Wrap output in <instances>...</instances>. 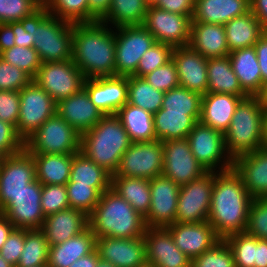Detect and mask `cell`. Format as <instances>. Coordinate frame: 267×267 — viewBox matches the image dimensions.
<instances>
[{"instance_id": "obj_1", "label": "cell", "mask_w": 267, "mask_h": 267, "mask_svg": "<svg viewBox=\"0 0 267 267\" xmlns=\"http://www.w3.org/2000/svg\"><path fill=\"white\" fill-rule=\"evenodd\" d=\"M252 200L241 176L233 168L216 172L207 221L221 239L245 232Z\"/></svg>"}, {"instance_id": "obj_2", "label": "cell", "mask_w": 267, "mask_h": 267, "mask_svg": "<svg viewBox=\"0 0 267 267\" xmlns=\"http://www.w3.org/2000/svg\"><path fill=\"white\" fill-rule=\"evenodd\" d=\"M72 61L85 79L115 76V31L100 21L74 23Z\"/></svg>"}, {"instance_id": "obj_3", "label": "cell", "mask_w": 267, "mask_h": 267, "mask_svg": "<svg viewBox=\"0 0 267 267\" xmlns=\"http://www.w3.org/2000/svg\"><path fill=\"white\" fill-rule=\"evenodd\" d=\"M88 222L96 238H136L147 228L144 217L112 188L101 194Z\"/></svg>"}, {"instance_id": "obj_4", "label": "cell", "mask_w": 267, "mask_h": 267, "mask_svg": "<svg viewBox=\"0 0 267 267\" xmlns=\"http://www.w3.org/2000/svg\"><path fill=\"white\" fill-rule=\"evenodd\" d=\"M19 22L25 31L31 33L33 48L38 52L42 63L72 59L74 23L51 15L45 5Z\"/></svg>"}, {"instance_id": "obj_5", "label": "cell", "mask_w": 267, "mask_h": 267, "mask_svg": "<svg viewBox=\"0 0 267 267\" xmlns=\"http://www.w3.org/2000/svg\"><path fill=\"white\" fill-rule=\"evenodd\" d=\"M131 143L120 119L116 115H104L92 129L81 134L80 152L115 175Z\"/></svg>"}, {"instance_id": "obj_6", "label": "cell", "mask_w": 267, "mask_h": 267, "mask_svg": "<svg viewBox=\"0 0 267 267\" xmlns=\"http://www.w3.org/2000/svg\"><path fill=\"white\" fill-rule=\"evenodd\" d=\"M263 111L264 105L258 96H248L239 102L224 133L226 152L232 160L265 146Z\"/></svg>"}, {"instance_id": "obj_7", "label": "cell", "mask_w": 267, "mask_h": 267, "mask_svg": "<svg viewBox=\"0 0 267 267\" xmlns=\"http://www.w3.org/2000/svg\"><path fill=\"white\" fill-rule=\"evenodd\" d=\"M80 142V133L55 113L24 141V149L30 154H76Z\"/></svg>"}, {"instance_id": "obj_8", "label": "cell", "mask_w": 267, "mask_h": 267, "mask_svg": "<svg viewBox=\"0 0 267 267\" xmlns=\"http://www.w3.org/2000/svg\"><path fill=\"white\" fill-rule=\"evenodd\" d=\"M186 139L192 154L206 171L222 172L233 168V160L226 152L222 132L199 121Z\"/></svg>"}, {"instance_id": "obj_9", "label": "cell", "mask_w": 267, "mask_h": 267, "mask_svg": "<svg viewBox=\"0 0 267 267\" xmlns=\"http://www.w3.org/2000/svg\"><path fill=\"white\" fill-rule=\"evenodd\" d=\"M115 30V76H133L140 58L156 42L142 26H122Z\"/></svg>"}, {"instance_id": "obj_10", "label": "cell", "mask_w": 267, "mask_h": 267, "mask_svg": "<svg viewBox=\"0 0 267 267\" xmlns=\"http://www.w3.org/2000/svg\"><path fill=\"white\" fill-rule=\"evenodd\" d=\"M216 172L207 171L199 178L181 185L177 200V223L207 221Z\"/></svg>"}, {"instance_id": "obj_11", "label": "cell", "mask_w": 267, "mask_h": 267, "mask_svg": "<svg viewBox=\"0 0 267 267\" xmlns=\"http://www.w3.org/2000/svg\"><path fill=\"white\" fill-rule=\"evenodd\" d=\"M56 113V102L33 80L20 90L17 133L25 141Z\"/></svg>"}, {"instance_id": "obj_12", "label": "cell", "mask_w": 267, "mask_h": 267, "mask_svg": "<svg viewBox=\"0 0 267 267\" xmlns=\"http://www.w3.org/2000/svg\"><path fill=\"white\" fill-rule=\"evenodd\" d=\"M84 76L72 59L61 62H44L33 79L57 103L78 93L84 84Z\"/></svg>"}, {"instance_id": "obj_13", "label": "cell", "mask_w": 267, "mask_h": 267, "mask_svg": "<svg viewBox=\"0 0 267 267\" xmlns=\"http://www.w3.org/2000/svg\"><path fill=\"white\" fill-rule=\"evenodd\" d=\"M163 147L160 140L131 143L112 176L153 179L163 170Z\"/></svg>"}, {"instance_id": "obj_14", "label": "cell", "mask_w": 267, "mask_h": 267, "mask_svg": "<svg viewBox=\"0 0 267 267\" xmlns=\"http://www.w3.org/2000/svg\"><path fill=\"white\" fill-rule=\"evenodd\" d=\"M192 18L148 6L143 26L154 36L155 41L172 48L189 45Z\"/></svg>"}, {"instance_id": "obj_15", "label": "cell", "mask_w": 267, "mask_h": 267, "mask_svg": "<svg viewBox=\"0 0 267 267\" xmlns=\"http://www.w3.org/2000/svg\"><path fill=\"white\" fill-rule=\"evenodd\" d=\"M36 180L33 156L25 149L5 156L0 165V211L26 186Z\"/></svg>"}, {"instance_id": "obj_16", "label": "cell", "mask_w": 267, "mask_h": 267, "mask_svg": "<svg viewBox=\"0 0 267 267\" xmlns=\"http://www.w3.org/2000/svg\"><path fill=\"white\" fill-rule=\"evenodd\" d=\"M164 177L178 185H184L202 176L207 171L196 160L187 139L162 142Z\"/></svg>"}, {"instance_id": "obj_17", "label": "cell", "mask_w": 267, "mask_h": 267, "mask_svg": "<svg viewBox=\"0 0 267 267\" xmlns=\"http://www.w3.org/2000/svg\"><path fill=\"white\" fill-rule=\"evenodd\" d=\"M42 184L36 179L0 211L15 228L41 229L45 215L41 208Z\"/></svg>"}, {"instance_id": "obj_18", "label": "cell", "mask_w": 267, "mask_h": 267, "mask_svg": "<svg viewBox=\"0 0 267 267\" xmlns=\"http://www.w3.org/2000/svg\"><path fill=\"white\" fill-rule=\"evenodd\" d=\"M180 187L163 175L150 179V209L144 217L147 227H168L175 223Z\"/></svg>"}, {"instance_id": "obj_19", "label": "cell", "mask_w": 267, "mask_h": 267, "mask_svg": "<svg viewBox=\"0 0 267 267\" xmlns=\"http://www.w3.org/2000/svg\"><path fill=\"white\" fill-rule=\"evenodd\" d=\"M83 88L103 115H115L128 102V76L85 79Z\"/></svg>"}, {"instance_id": "obj_20", "label": "cell", "mask_w": 267, "mask_h": 267, "mask_svg": "<svg viewBox=\"0 0 267 267\" xmlns=\"http://www.w3.org/2000/svg\"><path fill=\"white\" fill-rule=\"evenodd\" d=\"M143 237L146 262L156 267H190L191 259L175 245L166 227H147Z\"/></svg>"}, {"instance_id": "obj_21", "label": "cell", "mask_w": 267, "mask_h": 267, "mask_svg": "<svg viewBox=\"0 0 267 267\" xmlns=\"http://www.w3.org/2000/svg\"><path fill=\"white\" fill-rule=\"evenodd\" d=\"M99 258L114 267H138L146 262L144 237L136 238H96Z\"/></svg>"}, {"instance_id": "obj_22", "label": "cell", "mask_w": 267, "mask_h": 267, "mask_svg": "<svg viewBox=\"0 0 267 267\" xmlns=\"http://www.w3.org/2000/svg\"><path fill=\"white\" fill-rule=\"evenodd\" d=\"M175 245L190 259L212 248L221 238L208 221L198 223H173L166 227Z\"/></svg>"}, {"instance_id": "obj_23", "label": "cell", "mask_w": 267, "mask_h": 267, "mask_svg": "<svg viewBox=\"0 0 267 267\" xmlns=\"http://www.w3.org/2000/svg\"><path fill=\"white\" fill-rule=\"evenodd\" d=\"M172 60L177 67L179 86L205 95L208 88V59L187 45L173 48Z\"/></svg>"}, {"instance_id": "obj_24", "label": "cell", "mask_w": 267, "mask_h": 267, "mask_svg": "<svg viewBox=\"0 0 267 267\" xmlns=\"http://www.w3.org/2000/svg\"><path fill=\"white\" fill-rule=\"evenodd\" d=\"M56 113L80 135L92 129L104 116L91 102L84 88L68 98L59 100L56 103Z\"/></svg>"}, {"instance_id": "obj_25", "label": "cell", "mask_w": 267, "mask_h": 267, "mask_svg": "<svg viewBox=\"0 0 267 267\" xmlns=\"http://www.w3.org/2000/svg\"><path fill=\"white\" fill-rule=\"evenodd\" d=\"M233 169L241 176L253 198L267 197V146L237 156L233 160Z\"/></svg>"}, {"instance_id": "obj_26", "label": "cell", "mask_w": 267, "mask_h": 267, "mask_svg": "<svg viewBox=\"0 0 267 267\" xmlns=\"http://www.w3.org/2000/svg\"><path fill=\"white\" fill-rule=\"evenodd\" d=\"M89 226L88 216L81 210L68 208L48 215L41 230L49 246L57 245L80 234Z\"/></svg>"}, {"instance_id": "obj_27", "label": "cell", "mask_w": 267, "mask_h": 267, "mask_svg": "<svg viewBox=\"0 0 267 267\" xmlns=\"http://www.w3.org/2000/svg\"><path fill=\"white\" fill-rule=\"evenodd\" d=\"M243 98L226 93H206L201 99L200 122L224 134Z\"/></svg>"}, {"instance_id": "obj_28", "label": "cell", "mask_w": 267, "mask_h": 267, "mask_svg": "<svg viewBox=\"0 0 267 267\" xmlns=\"http://www.w3.org/2000/svg\"><path fill=\"white\" fill-rule=\"evenodd\" d=\"M189 46L207 59L224 57L230 53L222 24L192 22Z\"/></svg>"}, {"instance_id": "obj_29", "label": "cell", "mask_w": 267, "mask_h": 267, "mask_svg": "<svg viewBox=\"0 0 267 267\" xmlns=\"http://www.w3.org/2000/svg\"><path fill=\"white\" fill-rule=\"evenodd\" d=\"M96 249V237L88 226L84 231L63 243L49 246L48 267H69L79 258Z\"/></svg>"}, {"instance_id": "obj_30", "label": "cell", "mask_w": 267, "mask_h": 267, "mask_svg": "<svg viewBox=\"0 0 267 267\" xmlns=\"http://www.w3.org/2000/svg\"><path fill=\"white\" fill-rule=\"evenodd\" d=\"M228 56L242 89L249 96H258L264 84L254 46L234 50Z\"/></svg>"}, {"instance_id": "obj_31", "label": "cell", "mask_w": 267, "mask_h": 267, "mask_svg": "<svg viewBox=\"0 0 267 267\" xmlns=\"http://www.w3.org/2000/svg\"><path fill=\"white\" fill-rule=\"evenodd\" d=\"M250 0H195L192 22L222 24L250 11Z\"/></svg>"}, {"instance_id": "obj_32", "label": "cell", "mask_w": 267, "mask_h": 267, "mask_svg": "<svg viewBox=\"0 0 267 267\" xmlns=\"http://www.w3.org/2000/svg\"><path fill=\"white\" fill-rule=\"evenodd\" d=\"M207 76V93H226L240 97L249 96L240 86L228 55L224 57L208 58Z\"/></svg>"}, {"instance_id": "obj_33", "label": "cell", "mask_w": 267, "mask_h": 267, "mask_svg": "<svg viewBox=\"0 0 267 267\" xmlns=\"http://www.w3.org/2000/svg\"><path fill=\"white\" fill-rule=\"evenodd\" d=\"M36 179L42 185H66L70 178L73 154H31Z\"/></svg>"}, {"instance_id": "obj_34", "label": "cell", "mask_w": 267, "mask_h": 267, "mask_svg": "<svg viewBox=\"0 0 267 267\" xmlns=\"http://www.w3.org/2000/svg\"><path fill=\"white\" fill-rule=\"evenodd\" d=\"M115 115L120 119L132 143L157 140L153 114L149 111L126 103Z\"/></svg>"}, {"instance_id": "obj_35", "label": "cell", "mask_w": 267, "mask_h": 267, "mask_svg": "<svg viewBox=\"0 0 267 267\" xmlns=\"http://www.w3.org/2000/svg\"><path fill=\"white\" fill-rule=\"evenodd\" d=\"M229 52L254 46L265 33L258 19L249 11L227 22L225 25Z\"/></svg>"}, {"instance_id": "obj_36", "label": "cell", "mask_w": 267, "mask_h": 267, "mask_svg": "<svg viewBox=\"0 0 267 267\" xmlns=\"http://www.w3.org/2000/svg\"><path fill=\"white\" fill-rule=\"evenodd\" d=\"M111 188L145 217L150 209V180L137 177L112 176Z\"/></svg>"}, {"instance_id": "obj_37", "label": "cell", "mask_w": 267, "mask_h": 267, "mask_svg": "<svg viewBox=\"0 0 267 267\" xmlns=\"http://www.w3.org/2000/svg\"><path fill=\"white\" fill-rule=\"evenodd\" d=\"M69 181L91 185L102 194L111 188L112 175L79 151L73 154Z\"/></svg>"}, {"instance_id": "obj_38", "label": "cell", "mask_w": 267, "mask_h": 267, "mask_svg": "<svg viewBox=\"0 0 267 267\" xmlns=\"http://www.w3.org/2000/svg\"><path fill=\"white\" fill-rule=\"evenodd\" d=\"M155 136L157 140L186 139L197 123L187 113L167 112L160 108L153 114Z\"/></svg>"}, {"instance_id": "obj_39", "label": "cell", "mask_w": 267, "mask_h": 267, "mask_svg": "<svg viewBox=\"0 0 267 267\" xmlns=\"http://www.w3.org/2000/svg\"><path fill=\"white\" fill-rule=\"evenodd\" d=\"M148 6L145 0H111L110 9L100 22L112 28L142 26Z\"/></svg>"}, {"instance_id": "obj_40", "label": "cell", "mask_w": 267, "mask_h": 267, "mask_svg": "<svg viewBox=\"0 0 267 267\" xmlns=\"http://www.w3.org/2000/svg\"><path fill=\"white\" fill-rule=\"evenodd\" d=\"M128 104L156 113L162 108L165 92L155 89L144 77L128 76Z\"/></svg>"}, {"instance_id": "obj_41", "label": "cell", "mask_w": 267, "mask_h": 267, "mask_svg": "<svg viewBox=\"0 0 267 267\" xmlns=\"http://www.w3.org/2000/svg\"><path fill=\"white\" fill-rule=\"evenodd\" d=\"M201 99L202 96L196 92L178 86L164 94L162 109L167 112L187 113L196 122L201 117Z\"/></svg>"}, {"instance_id": "obj_42", "label": "cell", "mask_w": 267, "mask_h": 267, "mask_svg": "<svg viewBox=\"0 0 267 267\" xmlns=\"http://www.w3.org/2000/svg\"><path fill=\"white\" fill-rule=\"evenodd\" d=\"M49 245L41 229H26L24 248L17 267L47 266Z\"/></svg>"}, {"instance_id": "obj_43", "label": "cell", "mask_w": 267, "mask_h": 267, "mask_svg": "<svg viewBox=\"0 0 267 267\" xmlns=\"http://www.w3.org/2000/svg\"><path fill=\"white\" fill-rule=\"evenodd\" d=\"M45 6L51 15L72 23H89L88 0H49Z\"/></svg>"}, {"instance_id": "obj_44", "label": "cell", "mask_w": 267, "mask_h": 267, "mask_svg": "<svg viewBox=\"0 0 267 267\" xmlns=\"http://www.w3.org/2000/svg\"><path fill=\"white\" fill-rule=\"evenodd\" d=\"M0 58L26 72L32 79L35 78L42 62L38 52L33 47L13 46L2 51Z\"/></svg>"}, {"instance_id": "obj_45", "label": "cell", "mask_w": 267, "mask_h": 267, "mask_svg": "<svg viewBox=\"0 0 267 267\" xmlns=\"http://www.w3.org/2000/svg\"><path fill=\"white\" fill-rule=\"evenodd\" d=\"M69 207L89 216L100 200L101 193L91 185L68 181L66 184Z\"/></svg>"}, {"instance_id": "obj_46", "label": "cell", "mask_w": 267, "mask_h": 267, "mask_svg": "<svg viewBox=\"0 0 267 267\" xmlns=\"http://www.w3.org/2000/svg\"><path fill=\"white\" fill-rule=\"evenodd\" d=\"M232 250L235 267H254L255 237L247 232L234 233L224 238Z\"/></svg>"}, {"instance_id": "obj_47", "label": "cell", "mask_w": 267, "mask_h": 267, "mask_svg": "<svg viewBox=\"0 0 267 267\" xmlns=\"http://www.w3.org/2000/svg\"><path fill=\"white\" fill-rule=\"evenodd\" d=\"M190 267H235L232 250L224 239L212 248L191 259Z\"/></svg>"}, {"instance_id": "obj_48", "label": "cell", "mask_w": 267, "mask_h": 267, "mask_svg": "<svg viewBox=\"0 0 267 267\" xmlns=\"http://www.w3.org/2000/svg\"><path fill=\"white\" fill-rule=\"evenodd\" d=\"M172 50L173 48L169 45L155 42L140 58L133 76L144 77L156 68L165 65L172 59Z\"/></svg>"}, {"instance_id": "obj_49", "label": "cell", "mask_w": 267, "mask_h": 267, "mask_svg": "<svg viewBox=\"0 0 267 267\" xmlns=\"http://www.w3.org/2000/svg\"><path fill=\"white\" fill-rule=\"evenodd\" d=\"M42 5L39 0H0V23L20 21L32 15Z\"/></svg>"}, {"instance_id": "obj_50", "label": "cell", "mask_w": 267, "mask_h": 267, "mask_svg": "<svg viewBox=\"0 0 267 267\" xmlns=\"http://www.w3.org/2000/svg\"><path fill=\"white\" fill-rule=\"evenodd\" d=\"M249 235L267 240V197L251 201L246 230Z\"/></svg>"}, {"instance_id": "obj_51", "label": "cell", "mask_w": 267, "mask_h": 267, "mask_svg": "<svg viewBox=\"0 0 267 267\" xmlns=\"http://www.w3.org/2000/svg\"><path fill=\"white\" fill-rule=\"evenodd\" d=\"M41 208L45 217L70 208L66 185H42Z\"/></svg>"}, {"instance_id": "obj_52", "label": "cell", "mask_w": 267, "mask_h": 267, "mask_svg": "<svg viewBox=\"0 0 267 267\" xmlns=\"http://www.w3.org/2000/svg\"><path fill=\"white\" fill-rule=\"evenodd\" d=\"M146 81L155 89L167 92L179 86L177 67L171 59L165 65L156 68L144 76Z\"/></svg>"}, {"instance_id": "obj_53", "label": "cell", "mask_w": 267, "mask_h": 267, "mask_svg": "<svg viewBox=\"0 0 267 267\" xmlns=\"http://www.w3.org/2000/svg\"><path fill=\"white\" fill-rule=\"evenodd\" d=\"M32 80L26 72L0 58V90L20 91Z\"/></svg>"}, {"instance_id": "obj_54", "label": "cell", "mask_w": 267, "mask_h": 267, "mask_svg": "<svg viewBox=\"0 0 267 267\" xmlns=\"http://www.w3.org/2000/svg\"><path fill=\"white\" fill-rule=\"evenodd\" d=\"M25 234L26 229L14 228L0 250V255L14 267H17L20 260Z\"/></svg>"}, {"instance_id": "obj_55", "label": "cell", "mask_w": 267, "mask_h": 267, "mask_svg": "<svg viewBox=\"0 0 267 267\" xmlns=\"http://www.w3.org/2000/svg\"><path fill=\"white\" fill-rule=\"evenodd\" d=\"M20 113V91L0 90V120L16 127Z\"/></svg>"}, {"instance_id": "obj_56", "label": "cell", "mask_w": 267, "mask_h": 267, "mask_svg": "<svg viewBox=\"0 0 267 267\" xmlns=\"http://www.w3.org/2000/svg\"><path fill=\"white\" fill-rule=\"evenodd\" d=\"M24 150V140L17 133L16 127L0 120V151L5 156Z\"/></svg>"}, {"instance_id": "obj_57", "label": "cell", "mask_w": 267, "mask_h": 267, "mask_svg": "<svg viewBox=\"0 0 267 267\" xmlns=\"http://www.w3.org/2000/svg\"><path fill=\"white\" fill-rule=\"evenodd\" d=\"M156 7L193 18L195 10V0H158Z\"/></svg>"}, {"instance_id": "obj_58", "label": "cell", "mask_w": 267, "mask_h": 267, "mask_svg": "<svg viewBox=\"0 0 267 267\" xmlns=\"http://www.w3.org/2000/svg\"><path fill=\"white\" fill-rule=\"evenodd\" d=\"M258 65L260 67L262 82L265 84L267 82V32H265L254 45Z\"/></svg>"}, {"instance_id": "obj_59", "label": "cell", "mask_w": 267, "mask_h": 267, "mask_svg": "<svg viewBox=\"0 0 267 267\" xmlns=\"http://www.w3.org/2000/svg\"><path fill=\"white\" fill-rule=\"evenodd\" d=\"M111 0H88L89 23L100 21L109 11Z\"/></svg>"}, {"instance_id": "obj_60", "label": "cell", "mask_w": 267, "mask_h": 267, "mask_svg": "<svg viewBox=\"0 0 267 267\" xmlns=\"http://www.w3.org/2000/svg\"><path fill=\"white\" fill-rule=\"evenodd\" d=\"M8 24L12 27L15 34V45L21 47H33L34 39L32 38L31 33L25 31L23 25L19 21Z\"/></svg>"}, {"instance_id": "obj_61", "label": "cell", "mask_w": 267, "mask_h": 267, "mask_svg": "<svg viewBox=\"0 0 267 267\" xmlns=\"http://www.w3.org/2000/svg\"><path fill=\"white\" fill-rule=\"evenodd\" d=\"M250 12L258 19L264 32H267V0H250Z\"/></svg>"}, {"instance_id": "obj_62", "label": "cell", "mask_w": 267, "mask_h": 267, "mask_svg": "<svg viewBox=\"0 0 267 267\" xmlns=\"http://www.w3.org/2000/svg\"><path fill=\"white\" fill-rule=\"evenodd\" d=\"M15 34L8 23H0V53L15 46Z\"/></svg>"}, {"instance_id": "obj_63", "label": "cell", "mask_w": 267, "mask_h": 267, "mask_svg": "<svg viewBox=\"0 0 267 267\" xmlns=\"http://www.w3.org/2000/svg\"><path fill=\"white\" fill-rule=\"evenodd\" d=\"M254 267H267V240L255 237Z\"/></svg>"}, {"instance_id": "obj_64", "label": "cell", "mask_w": 267, "mask_h": 267, "mask_svg": "<svg viewBox=\"0 0 267 267\" xmlns=\"http://www.w3.org/2000/svg\"><path fill=\"white\" fill-rule=\"evenodd\" d=\"M99 259V255L97 253V250L95 249L92 253L79 258L69 267H97Z\"/></svg>"}, {"instance_id": "obj_65", "label": "cell", "mask_w": 267, "mask_h": 267, "mask_svg": "<svg viewBox=\"0 0 267 267\" xmlns=\"http://www.w3.org/2000/svg\"><path fill=\"white\" fill-rule=\"evenodd\" d=\"M14 228V225L0 213V250Z\"/></svg>"}, {"instance_id": "obj_66", "label": "cell", "mask_w": 267, "mask_h": 267, "mask_svg": "<svg viewBox=\"0 0 267 267\" xmlns=\"http://www.w3.org/2000/svg\"><path fill=\"white\" fill-rule=\"evenodd\" d=\"M263 126H264V141H265V146H267V105H264Z\"/></svg>"}, {"instance_id": "obj_67", "label": "cell", "mask_w": 267, "mask_h": 267, "mask_svg": "<svg viewBox=\"0 0 267 267\" xmlns=\"http://www.w3.org/2000/svg\"><path fill=\"white\" fill-rule=\"evenodd\" d=\"M263 105H267V82L264 84L262 92L258 95Z\"/></svg>"}, {"instance_id": "obj_68", "label": "cell", "mask_w": 267, "mask_h": 267, "mask_svg": "<svg viewBox=\"0 0 267 267\" xmlns=\"http://www.w3.org/2000/svg\"><path fill=\"white\" fill-rule=\"evenodd\" d=\"M97 267H114V266L111 263H109L108 261L99 259Z\"/></svg>"}, {"instance_id": "obj_69", "label": "cell", "mask_w": 267, "mask_h": 267, "mask_svg": "<svg viewBox=\"0 0 267 267\" xmlns=\"http://www.w3.org/2000/svg\"><path fill=\"white\" fill-rule=\"evenodd\" d=\"M0 267H14L9 264L1 255H0Z\"/></svg>"}, {"instance_id": "obj_70", "label": "cell", "mask_w": 267, "mask_h": 267, "mask_svg": "<svg viewBox=\"0 0 267 267\" xmlns=\"http://www.w3.org/2000/svg\"><path fill=\"white\" fill-rule=\"evenodd\" d=\"M138 267H156V266L153 265L152 263L145 262L144 264L139 265Z\"/></svg>"}, {"instance_id": "obj_71", "label": "cell", "mask_w": 267, "mask_h": 267, "mask_svg": "<svg viewBox=\"0 0 267 267\" xmlns=\"http://www.w3.org/2000/svg\"><path fill=\"white\" fill-rule=\"evenodd\" d=\"M145 1L149 6L150 5H155L158 2V0H145Z\"/></svg>"}, {"instance_id": "obj_72", "label": "cell", "mask_w": 267, "mask_h": 267, "mask_svg": "<svg viewBox=\"0 0 267 267\" xmlns=\"http://www.w3.org/2000/svg\"><path fill=\"white\" fill-rule=\"evenodd\" d=\"M4 157L5 155L0 151V165L2 164Z\"/></svg>"}, {"instance_id": "obj_73", "label": "cell", "mask_w": 267, "mask_h": 267, "mask_svg": "<svg viewBox=\"0 0 267 267\" xmlns=\"http://www.w3.org/2000/svg\"><path fill=\"white\" fill-rule=\"evenodd\" d=\"M43 5H45L49 0H39Z\"/></svg>"}]
</instances>
